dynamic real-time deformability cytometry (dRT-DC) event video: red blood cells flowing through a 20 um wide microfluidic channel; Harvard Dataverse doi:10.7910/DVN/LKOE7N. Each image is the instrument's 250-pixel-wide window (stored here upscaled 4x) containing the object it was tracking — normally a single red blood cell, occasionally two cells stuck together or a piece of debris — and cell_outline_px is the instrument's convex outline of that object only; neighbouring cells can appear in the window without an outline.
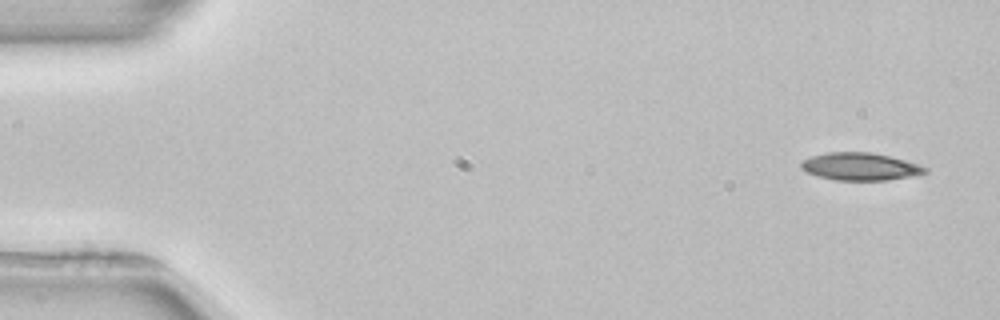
{"species": "common noctule bat (a hibernating species)", "species_latin": "Nyctalus noctula", "temperature_condition": "room temperature", "stored_images_in_passage": 3, "camera_frame_rate_fps": 3000, "um_per_image_px": 0.085, "animal": {"sex": "female", "body_mass_g": 22.7, "forearm_length_mm": 54.2}, "frame": {"image": 1, "passage_image": 1, "time_ms": 0.0, "image_size_px": [1000, 320], "cell_outline_px": [[928, 172], [912, 176], [888, 180], [836, 180], [820, 176], [808, 172], [800, 168], [800, 164], [804, 160], [812, 156], [828, 152], [872, 152], [892, 156], [920, 164], [928, 168]], "centroid_in_image_um": [73.18, 14.15], "position_along_channel_um": 11.8, "area_um2": 19.94}}
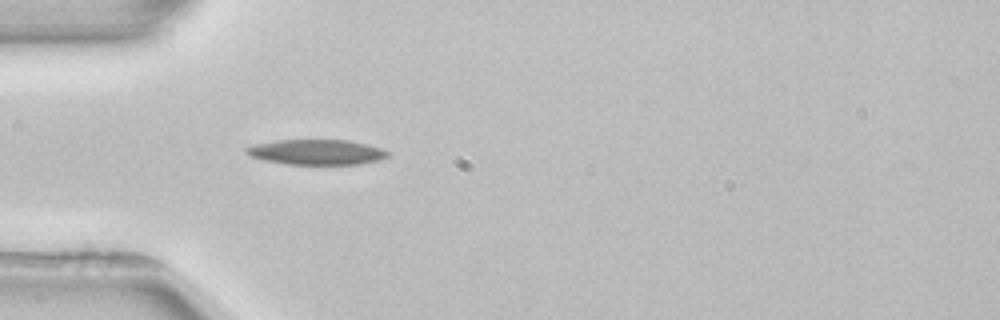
{"frame": {"image": 2, "passage_image": 3, "time_ms": 4.333, "image_size_px": [1000, 320], "cell_outline_px": [[392, 152], [388, 156], [380, 160], [360, 164], [288, 164], [264, 160], [252, 156], [244, 152], [244, 148], [256, 144], [276, 140], [348, 140], [368, 144]], "centroid_in_image_um": [26.94, 12.92], "position_along_channel_um": 58.1, "area_um2": 20.81}}